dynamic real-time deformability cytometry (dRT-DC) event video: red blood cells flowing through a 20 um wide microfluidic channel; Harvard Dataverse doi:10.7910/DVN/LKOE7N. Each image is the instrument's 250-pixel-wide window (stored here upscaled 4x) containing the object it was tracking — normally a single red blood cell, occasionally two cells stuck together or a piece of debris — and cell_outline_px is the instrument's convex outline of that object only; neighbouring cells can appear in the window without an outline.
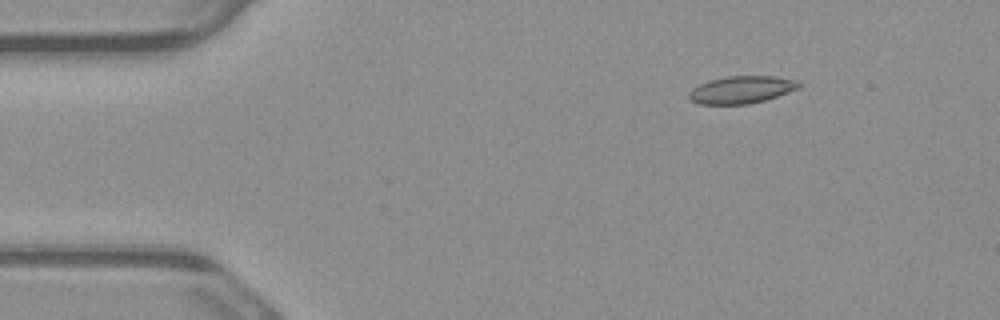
{"species": "common noctule bat (a hibernating species)", "species_latin": "Nyctalus noctula", "temperature_condition": "warm", "stored_images_in_passage": 5, "camera_frame_rate_fps": 3000, "um_per_image_px": 0.085, "animal": {"sex": "male", "body_mass_g": 23.1, "forearm_length_mm": 52.7}, "frame": {"image": 1, "passage_image": 2, "time_ms": 0.333, "image_size_px": [1000, 320], "cell_outline_px": [[800, 88], [764, 100], [748, 104], [700, 104], [692, 100], [688, 96], [688, 92], [692, 88], [708, 80], [728, 76], [776, 76], [796, 80], [800, 84]], "centroid_in_image_um": [63.01, 7.62], "position_along_channel_um": 22.0, "area_um2": 17.46}}
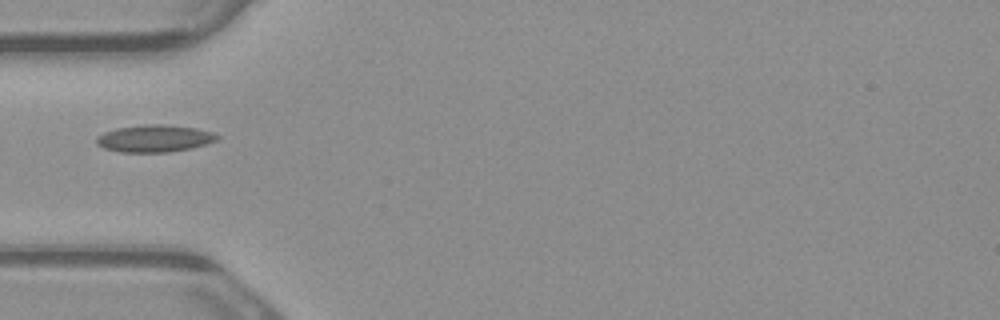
{"frame": {"image": 2, "passage_image": 5, "time_ms": 1.333, "image_size_px": [1000, 320], "cell_outline_px": [[220, 136], [216, 140], [192, 148], [168, 152], [120, 152], [104, 148], [96, 144], [96, 136], [104, 132], [116, 128], [144, 124], [160, 124], [196, 128], [212, 132]], "centroid_in_image_um": [13.09, 11.77], "position_along_channel_um": 71.9, "area_um2": 19.07}}